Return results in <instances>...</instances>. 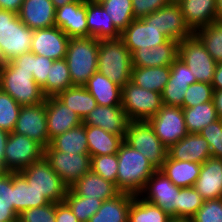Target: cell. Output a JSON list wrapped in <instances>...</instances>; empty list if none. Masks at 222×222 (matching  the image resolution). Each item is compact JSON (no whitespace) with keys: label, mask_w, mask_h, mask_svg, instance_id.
<instances>
[{"label":"cell","mask_w":222,"mask_h":222,"mask_svg":"<svg viewBox=\"0 0 222 222\" xmlns=\"http://www.w3.org/2000/svg\"><path fill=\"white\" fill-rule=\"evenodd\" d=\"M124 141L141 152L157 169L166 160L168 148L148 121H129Z\"/></svg>","instance_id":"cell-8"},{"label":"cell","mask_w":222,"mask_h":222,"mask_svg":"<svg viewBox=\"0 0 222 222\" xmlns=\"http://www.w3.org/2000/svg\"><path fill=\"white\" fill-rule=\"evenodd\" d=\"M74 86L65 58L54 60L50 67L46 83L41 87L45 97L57 96L59 93Z\"/></svg>","instance_id":"cell-38"},{"label":"cell","mask_w":222,"mask_h":222,"mask_svg":"<svg viewBox=\"0 0 222 222\" xmlns=\"http://www.w3.org/2000/svg\"><path fill=\"white\" fill-rule=\"evenodd\" d=\"M20 173L26 178L28 185L43 194L49 202H64L69 186L61 180L44 156Z\"/></svg>","instance_id":"cell-7"},{"label":"cell","mask_w":222,"mask_h":222,"mask_svg":"<svg viewBox=\"0 0 222 222\" xmlns=\"http://www.w3.org/2000/svg\"><path fill=\"white\" fill-rule=\"evenodd\" d=\"M64 202L70 207L73 214L80 222H88L103 203V201L99 199L85 198L76 195L70 188Z\"/></svg>","instance_id":"cell-43"},{"label":"cell","mask_w":222,"mask_h":222,"mask_svg":"<svg viewBox=\"0 0 222 222\" xmlns=\"http://www.w3.org/2000/svg\"><path fill=\"white\" fill-rule=\"evenodd\" d=\"M200 163L171 159L168 155L159 168L177 187H194L201 171Z\"/></svg>","instance_id":"cell-30"},{"label":"cell","mask_w":222,"mask_h":222,"mask_svg":"<svg viewBox=\"0 0 222 222\" xmlns=\"http://www.w3.org/2000/svg\"><path fill=\"white\" fill-rule=\"evenodd\" d=\"M194 35L201 41L207 52L216 63L222 62V22L213 23L198 28Z\"/></svg>","instance_id":"cell-40"},{"label":"cell","mask_w":222,"mask_h":222,"mask_svg":"<svg viewBox=\"0 0 222 222\" xmlns=\"http://www.w3.org/2000/svg\"><path fill=\"white\" fill-rule=\"evenodd\" d=\"M132 57L121 38L99 40L97 71L120 87L131 81Z\"/></svg>","instance_id":"cell-2"},{"label":"cell","mask_w":222,"mask_h":222,"mask_svg":"<svg viewBox=\"0 0 222 222\" xmlns=\"http://www.w3.org/2000/svg\"><path fill=\"white\" fill-rule=\"evenodd\" d=\"M99 39L73 37L69 39L65 60L73 85L83 86L97 72Z\"/></svg>","instance_id":"cell-3"},{"label":"cell","mask_w":222,"mask_h":222,"mask_svg":"<svg viewBox=\"0 0 222 222\" xmlns=\"http://www.w3.org/2000/svg\"><path fill=\"white\" fill-rule=\"evenodd\" d=\"M167 155L171 159L203 164L211 157V150L208 141L199 133H188L168 148Z\"/></svg>","instance_id":"cell-22"},{"label":"cell","mask_w":222,"mask_h":222,"mask_svg":"<svg viewBox=\"0 0 222 222\" xmlns=\"http://www.w3.org/2000/svg\"><path fill=\"white\" fill-rule=\"evenodd\" d=\"M204 200L194 187H184L179 191L178 217L191 218L202 206Z\"/></svg>","instance_id":"cell-45"},{"label":"cell","mask_w":222,"mask_h":222,"mask_svg":"<svg viewBox=\"0 0 222 222\" xmlns=\"http://www.w3.org/2000/svg\"><path fill=\"white\" fill-rule=\"evenodd\" d=\"M91 1H93V2H100V1H102V0H91Z\"/></svg>","instance_id":"cell-64"},{"label":"cell","mask_w":222,"mask_h":222,"mask_svg":"<svg viewBox=\"0 0 222 222\" xmlns=\"http://www.w3.org/2000/svg\"><path fill=\"white\" fill-rule=\"evenodd\" d=\"M148 122L167 148L188 134L182 107L163 105Z\"/></svg>","instance_id":"cell-14"},{"label":"cell","mask_w":222,"mask_h":222,"mask_svg":"<svg viewBox=\"0 0 222 222\" xmlns=\"http://www.w3.org/2000/svg\"><path fill=\"white\" fill-rule=\"evenodd\" d=\"M13 172L0 174V222H17L18 213L14 210Z\"/></svg>","instance_id":"cell-41"},{"label":"cell","mask_w":222,"mask_h":222,"mask_svg":"<svg viewBox=\"0 0 222 222\" xmlns=\"http://www.w3.org/2000/svg\"><path fill=\"white\" fill-rule=\"evenodd\" d=\"M214 89L210 83L196 82L187 88L182 108L194 107L198 104L213 101Z\"/></svg>","instance_id":"cell-47"},{"label":"cell","mask_w":222,"mask_h":222,"mask_svg":"<svg viewBox=\"0 0 222 222\" xmlns=\"http://www.w3.org/2000/svg\"><path fill=\"white\" fill-rule=\"evenodd\" d=\"M141 19L146 24L156 26L167 39L180 42L194 35L177 2H171Z\"/></svg>","instance_id":"cell-13"},{"label":"cell","mask_w":222,"mask_h":222,"mask_svg":"<svg viewBox=\"0 0 222 222\" xmlns=\"http://www.w3.org/2000/svg\"><path fill=\"white\" fill-rule=\"evenodd\" d=\"M171 2V0H132L133 16L135 19H141Z\"/></svg>","instance_id":"cell-51"},{"label":"cell","mask_w":222,"mask_h":222,"mask_svg":"<svg viewBox=\"0 0 222 222\" xmlns=\"http://www.w3.org/2000/svg\"><path fill=\"white\" fill-rule=\"evenodd\" d=\"M168 222H192L191 218L171 217Z\"/></svg>","instance_id":"cell-61"},{"label":"cell","mask_w":222,"mask_h":222,"mask_svg":"<svg viewBox=\"0 0 222 222\" xmlns=\"http://www.w3.org/2000/svg\"><path fill=\"white\" fill-rule=\"evenodd\" d=\"M158 92L143 89L129 81L122 87L121 107L129 121H148L163 107Z\"/></svg>","instance_id":"cell-6"},{"label":"cell","mask_w":222,"mask_h":222,"mask_svg":"<svg viewBox=\"0 0 222 222\" xmlns=\"http://www.w3.org/2000/svg\"><path fill=\"white\" fill-rule=\"evenodd\" d=\"M55 9L60 8L66 4L75 2V1H84V0H51Z\"/></svg>","instance_id":"cell-59"},{"label":"cell","mask_w":222,"mask_h":222,"mask_svg":"<svg viewBox=\"0 0 222 222\" xmlns=\"http://www.w3.org/2000/svg\"><path fill=\"white\" fill-rule=\"evenodd\" d=\"M99 3L120 33L135 19L132 0H102Z\"/></svg>","instance_id":"cell-42"},{"label":"cell","mask_w":222,"mask_h":222,"mask_svg":"<svg viewBox=\"0 0 222 222\" xmlns=\"http://www.w3.org/2000/svg\"><path fill=\"white\" fill-rule=\"evenodd\" d=\"M50 145L60 152L72 154H89L85 125L82 123L63 134L57 135Z\"/></svg>","instance_id":"cell-36"},{"label":"cell","mask_w":222,"mask_h":222,"mask_svg":"<svg viewBox=\"0 0 222 222\" xmlns=\"http://www.w3.org/2000/svg\"><path fill=\"white\" fill-rule=\"evenodd\" d=\"M33 30L27 27L18 14L0 9V49L5 62L30 52Z\"/></svg>","instance_id":"cell-5"},{"label":"cell","mask_w":222,"mask_h":222,"mask_svg":"<svg viewBox=\"0 0 222 222\" xmlns=\"http://www.w3.org/2000/svg\"><path fill=\"white\" fill-rule=\"evenodd\" d=\"M69 188L76 195L102 201L112 199L120 193L114 183L92 171L84 174Z\"/></svg>","instance_id":"cell-26"},{"label":"cell","mask_w":222,"mask_h":222,"mask_svg":"<svg viewBox=\"0 0 222 222\" xmlns=\"http://www.w3.org/2000/svg\"><path fill=\"white\" fill-rule=\"evenodd\" d=\"M55 7L51 0H24L19 19L30 29L55 26Z\"/></svg>","instance_id":"cell-24"},{"label":"cell","mask_w":222,"mask_h":222,"mask_svg":"<svg viewBox=\"0 0 222 222\" xmlns=\"http://www.w3.org/2000/svg\"><path fill=\"white\" fill-rule=\"evenodd\" d=\"M216 0H179L177 3L188 26L196 31L216 20Z\"/></svg>","instance_id":"cell-28"},{"label":"cell","mask_w":222,"mask_h":222,"mask_svg":"<svg viewBox=\"0 0 222 222\" xmlns=\"http://www.w3.org/2000/svg\"><path fill=\"white\" fill-rule=\"evenodd\" d=\"M4 171L2 169V167L0 166V174H2Z\"/></svg>","instance_id":"cell-63"},{"label":"cell","mask_w":222,"mask_h":222,"mask_svg":"<svg viewBox=\"0 0 222 222\" xmlns=\"http://www.w3.org/2000/svg\"><path fill=\"white\" fill-rule=\"evenodd\" d=\"M45 159L52 169L67 185L72 186L84 174L91 171V156L89 154H72L55 150L50 144L44 148Z\"/></svg>","instance_id":"cell-12"},{"label":"cell","mask_w":222,"mask_h":222,"mask_svg":"<svg viewBox=\"0 0 222 222\" xmlns=\"http://www.w3.org/2000/svg\"><path fill=\"white\" fill-rule=\"evenodd\" d=\"M9 134L10 133L0 128V166L2 167L3 171H4V151Z\"/></svg>","instance_id":"cell-57"},{"label":"cell","mask_w":222,"mask_h":222,"mask_svg":"<svg viewBox=\"0 0 222 222\" xmlns=\"http://www.w3.org/2000/svg\"><path fill=\"white\" fill-rule=\"evenodd\" d=\"M11 62L15 66H17L20 70H25L29 72L33 71V53L32 52L21 54L20 56L13 58Z\"/></svg>","instance_id":"cell-54"},{"label":"cell","mask_w":222,"mask_h":222,"mask_svg":"<svg viewBox=\"0 0 222 222\" xmlns=\"http://www.w3.org/2000/svg\"><path fill=\"white\" fill-rule=\"evenodd\" d=\"M24 0H0V9L19 13Z\"/></svg>","instance_id":"cell-55"},{"label":"cell","mask_w":222,"mask_h":222,"mask_svg":"<svg viewBox=\"0 0 222 222\" xmlns=\"http://www.w3.org/2000/svg\"><path fill=\"white\" fill-rule=\"evenodd\" d=\"M88 36L96 39H119L121 33L99 2L87 0Z\"/></svg>","instance_id":"cell-27"},{"label":"cell","mask_w":222,"mask_h":222,"mask_svg":"<svg viewBox=\"0 0 222 222\" xmlns=\"http://www.w3.org/2000/svg\"><path fill=\"white\" fill-rule=\"evenodd\" d=\"M56 203L23 210L18 214L17 222H56Z\"/></svg>","instance_id":"cell-48"},{"label":"cell","mask_w":222,"mask_h":222,"mask_svg":"<svg viewBox=\"0 0 222 222\" xmlns=\"http://www.w3.org/2000/svg\"><path fill=\"white\" fill-rule=\"evenodd\" d=\"M82 123L102 128L125 139L129 119L121 106L97 105L85 116Z\"/></svg>","instance_id":"cell-20"},{"label":"cell","mask_w":222,"mask_h":222,"mask_svg":"<svg viewBox=\"0 0 222 222\" xmlns=\"http://www.w3.org/2000/svg\"><path fill=\"white\" fill-rule=\"evenodd\" d=\"M54 60L41 56L36 55L33 53V71L32 76L35 82L42 87L46 81L47 76L50 72V67L52 66Z\"/></svg>","instance_id":"cell-52"},{"label":"cell","mask_w":222,"mask_h":222,"mask_svg":"<svg viewBox=\"0 0 222 222\" xmlns=\"http://www.w3.org/2000/svg\"><path fill=\"white\" fill-rule=\"evenodd\" d=\"M194 188L204 201L222 198V159L210 157L201 165Z\"/></svg>","instance_id":"cell-25"},{"label":"cell","mask_w":222,"mask_h":222,"mask_svg":"<svg viewBox=\"0 0 222 222\" xmlns=\"http://www.w3.org/2000/svg\"><path fill=\"white\" fill-rule=\"evenodd\" d=\"M118 156L116 188L120 192L138 195L157 168L145 156L125 141Z\"/></svg>","instance_id":"cell-1"},{"label":"cell","mask_w":222,"mask_h":222,"mask_svg":"<svg viewBox=\"0 0 222 222\" xmlns=\"http://www.w3.org/2000/svg\"><path fill=\"white\" fill-rule=\"evenodd\" d=\"M14 180V210L19 214L23 210L41 207L49 202L43 194L28 185L26 178L20 172H13Z\"/></svg>","instance_id":"cell-34"},{"label":"cell","mask_w":222,"mask_h":222,"mask_svg":"<svg viewBox=\"0 0 222 222\" xmlns=\"http://www.w3.org/2000/svg\"><path fill=\"white\" fill-rule=\"evenodd\" d=\"M178 57L191 69L197 82L212 83L217 63L195 35L179 42Z\"/></svg>","instance_id":"cell-11"},{"label":"cell","mask_w":222,"mask_h":222,"mask_svg":"<svg viewBox=\"0 0 222 222\" xmlns=\"http://www.w3.org/2000/svg\"><path fill=\"white\" fill-rule=\"evenodd\" d=\"M21 107L15 99L0 89V128L2 130L8 133L14 131Z\"/></svg>","instance_id":"cell-44"},{"label":"cell","mask_w":222,"mask_h":222,"mask_svg":"<svg viewBox=\"0 0 222 222\" xmlns=\"http://www.w3.org/2000/svg\"><path fill=\"white\" fill-rule=\"evenodd\" d=\"M5 62V60L3 59V54L1 52V49H0V66H2Z\"/></svg>","instance_id":"cell-62"},{"label":"cell","mask_w":222,"mask_h":222,"mask_svg":"<svg viewBox=\"0 0 222 222\" xmlns=\"http://www.w3.org/2000/svg\"><path fill=\"white\" fill-rule=\"evenodd\" d=\"M121 39L130 53L144 47L152 48L161 45L168 40L156 26L146 24L142 19H134L121 32Z\"/></svg>","instance_id":"cell-19"},{"label":"cell","mask_w":222,"mask_h":222,"mask_svg":"<svg viewBox=\"0 0 222 222\" xmlns=\"http://www.w3.org/2000/svg\"><path fill=\"white\" fill-rule=\"evenodd\" d=\"M180 187L175 186L169 178L157 169L138 194L143 200L160 207L170 217H178V200Z\"/></svg>","instance_id":"cell-9"},{"label":"cell","mask_w":222,"mask_h":222,"mask_svg":"<svg viewBox=\"0 0 222 222\" xmlns=\"http://www.w3.org/2000/svg\"><path fill=\"white\" fill-rule=\"evenodd\" d=\"M199 134L208 141L211 157L222 159V118L204 127Z\"/></svg>","instance_id":"cell-49"},{"label":"cell","mask_w":222,"mask_h":222,"mask_svg":"<svg viewBox=\"0 0 222 222\" xmlns=\"http://www.w3.org/2000/svg\"><path fill=\"white\" fill-rule=\"evenodd\" d=\"M83 120L98 104L89 91L80 85H74L56 96Z\"/></svg>","instance_id":"cell-35"},{"label":"cell","mask_w":222,"mask_h":222,"mask_svg":"<svg viewBox=\"0 0 222 222\" xmlns=\"http://www.w3.org/2000/svg\"><path fill=\"white\" fill-rule=\"evenodd\" d=\"M0 89L21 106L36 105L46 99L32 72L20 70L11 61L0 66Z\"/></svg>","instance_id":"cell-4"},{"label":"cell","mask_w":222,"mask_h":222,"mask_svg":"<svg viewBox=\"0 0 222 222\" xmlns=\"http://www.w3.org/2000/svg\"><path fill=\"white\" fill-rule=\"evenodd\" d=\"M170 74V66L133 67L131 71V82L143 89L161 94L163 88L169 81Z\"/></svg>","instance_id":"cell-33"},{"label":"cell","mask_w":222,"mask_h":222,"mask_svg":"<svg viewBox=\"0 0 222 222\" xmlns=\"http://www.w3.org/2000/svg\"><path fill=\"white\" fill-rule=\"evenodd\" d=\"M182 109L188 133H199L204 127L219 119L213 101Z\"/></svg>","instance_id":"cell-37"},{"label":"cell","mask_w":222,"mask_h":222,"mask_svg":"<svg viewBox=\"0 0 222 222\" xmlns=\"http://www.w3.org/2000/svg\"><path fill=\"white\" fill-rule=\"evenodd\" d=\"M44 155V148L22 134H9L4 151V171L20 172Z\"/></svg>","instance_id":"cell-10"},{"label":"cell","mask_w":222,"mask_h":222,"mask_svg":"<svg viewBox=\"0 0 222 222\" xmlns=\"http://www.w3.org/2000/svg\"><path fill=\"white\" fill-rule=\"evenodd\" d=\"M56 222H80L65 203H56Z\"/></svg>","instance_id":"cell-53"},{"label":"cell","mask_w":222,"mask_h":222,"mask_svg":"<svg viewBox=\"0 0 222 222\" xmlns=\"http://www.w3.org/2000/svg\"><path fill=\"white\" fill-rule=\"evenodd\" d=\"M171 217L160 207L135 195L128 212V222H168Z\"/></svg>","instance_id":"cell-39"},{"label":"cell","mask_w":222,"mask_h":222,"mask_svg":"<svg viewBox=\"0 0 222 222\" xmlns=\"http://www.w3.org/2000/svg\"><path fill=\"white\" fill-rule=\"evenodd\" d=\"M46 121L48 138L51 141L57 135L79 126L82 119L56 96L46 98Z\"/></svg>","instance_id":"cell-21"},{"label":"cell","mask_w":222,"mask_h":222,"mask_svg":"<svg viewBox=\"0 0 222 222\" xmlns=\"http://www.w3.org/2000/svg\"><path fill=\"white\" fill-rule=\"evenodd\" d=\"M134 194L120 192L114 198L105 200L88 222H128V212Z\"/></svg>","instance_id":"cell-31"},{"label":"cell","mask_w":222,"mask_h":222,"mask_svg":"<svg viewBox=\"0 0 222 222\" xmlns=\"http://www.w3.org/2000/svg\"><path fill=\"white\" fill-rule=\"evenodd\" d=\"M171 67L169 81L161 92L164 105L178 106L183 105V100L189 85L196 83V77L191 73L186 63L177 57Z\"/></svg>","instance_id":"cell-17"},{"label":"cell","mask_w":222,"mask_h":222,"mask_svg":"<svg viewBox=\"0 0 222 222\" xmlns=\"http://www.w3.org/2000/svg\"><path fill=\"white\" fill-rule=\"evenodd\" d=\"M69 37L56 26L33 30L30 52L52 60L66 56Z\"/></svg>","instance_id":"cell-16"},{"label":"cell","mask_w":222,"mask_h":222,"mask_svg":"<svg viewBox=\"0 0 222 222\" xmlns=\"http://www.w3.org/2000/svg\"><path fill=\"white\" fill-rule=\"evenodd\" d=\"M13 133L27 136L43 148L50 144L46 121V99L36 105L21 107Z\"/></svg>","instance_id":"cell-15"},{"label":"cell","mask_w":222,"mask_h":222,"mask_svg":"<svg viewBox=\"0 0 222 222\" xmlns=\"http://www.w3.org/2000/svg\"><path fill=\"white\" fill-rule=\"evenodd\" d=\"M211 85L214 90H222V62L216 65Z\"/></svg>","instance_id":"cell-56"},{"label":"cell","mask_w":222,"mask_h":222,"mask_svg":"<svg viewBox=\"0 0 222 222\" xmlns=\"http://www.w3.org/2000/svg\"><path fill=\"white\" fill-rule=\"evenodd\" d=\"M85 133L90 156L117 154L124 142L122 136L91 125H85Z\"/></svg>","instance_id":"cell-32"},{"label":"cell","mask_w":222,"mask_h":222,"mask_svg":"<svg viewBox=\"0 0 222 222\" xmlns=\"http://www.w3.org/2000/svg\"><path fill=\"white\" fill-rule=\"evenodd\" d=\"M83 86L99 106H121L122 87L100 72H95Z\"/></svg>","instance_id":"cell-29"},{"label":"cell","mask_w":222,"mask_h":222,"mask_svg":"<svg viewBox=\"0 0 222 222\" xmlns=\"http://www.w3.org/2000/svg\"><path fill=\"white\" fill-rule=\"evenodd\" d=\"M117 170V154L91 156V171L103 177L105 180L111 181L115 186L118 174Z\"/></svg>","instance_id":"cell-46"},{"label":"cell","mask_w":222,"mask_h":222,"mask_svg":"<svg viewBox=\"0 0 222 222\" xmlns=\"http://www.w3.org/2000/svg\"><path fill=\"white\" fill-rule=\"evenodd\" d=\"M179 54V42L168 39L165 43L131 53L133 67L171 66Z\"/></svg>","instance_id":"cell-23"},{"label":"cell","mask_w":222,"mask_h":222,"mask_svg":"<svg viewBox=\"0 0 222 222\" xmlns=\"http://www.w3.org/2000/svg\"><path fill=\"white\" fill-rule=\"evenodd\" d=\"M216 20L222 22V0H216Z\"/></svg>","instance_id":"cell-60"},{"label":"cell","mask_w":222,"mask_h":222,"mask_svg":"<svg viewBox=\"0 0 222 222\" xmlns=\"http://www.w3.org/2000/svg\"><path fill=\"white\" fill-rule=\"evenodd\" d=\"M213 102L219 118H222V90H214Z\"/></svg>","instance_id":"cell-58"},{"label":"cell","mask_w":222,"mask_h":222,"mask_svg":"<svg viewBox=\"0 0 222 222\" xmlns=\"http://www.w3.org/2000/svg\"><path fill=\"white\" fill-rule=\"evenodd\" d=\"M55 26L69 38L88 37L87 0L75 1L55 10Z\"/></svg>","instance_id":"cell-18"},{"label":"cell","mask_w":222,"mask_h":222,"mask_svg":"<svg viewBox=\"0 0 222 222\" xmlns=\"http://www.w3.org/2000/svg\"><path fill=\"white\" fill-rule=\"evenodd\" d=\"M192 222H222V198L205 200Z\"/></svg>","instance_id":"cell-50"}]
</instances>
